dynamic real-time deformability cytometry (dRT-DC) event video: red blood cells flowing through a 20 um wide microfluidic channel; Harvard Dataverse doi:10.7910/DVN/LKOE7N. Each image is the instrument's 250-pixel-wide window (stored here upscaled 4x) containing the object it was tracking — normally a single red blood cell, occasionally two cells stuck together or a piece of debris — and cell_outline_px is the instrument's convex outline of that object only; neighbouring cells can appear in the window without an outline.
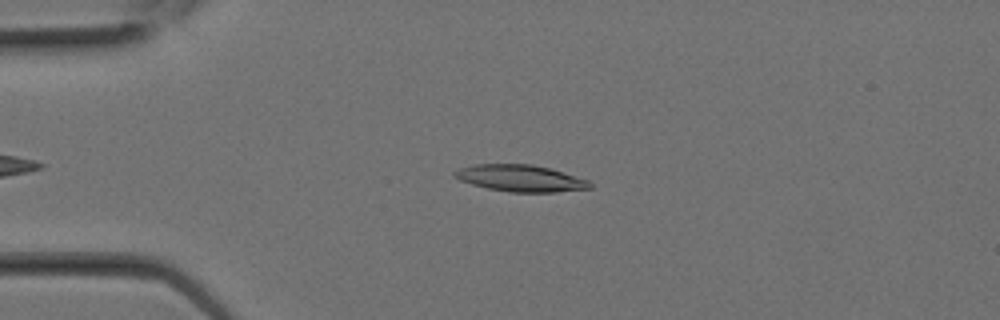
{"species": "Egyptian fruit bat (a non-hibernating species)", "species_latin": "Rousettus aegyptiacus", "temperature_condition": "room temperature", "stored_images_in_passage": 16, "camera_frame_rate_fps": 3000, "um_per_image_px": 0.085, "animal": {"sex": "female"}, "frame": {"image": 1, "passage_image": 5, "time_ms": 1.333, "image_size_px": [1000, 320], "cell_outline_px": [[592, 188], [556, 192], [508, 192], [488, 188], [472, 184], [460, 180], [452, 176], [452, 172], [460, 168], [476, 164], [532, 164], [548, 168], [588, 180], [592, 184]], "centroid_in_image_um": [44.21, 15.15], "position_along_channel_um": 40.8, "area_um2": 20.92}}
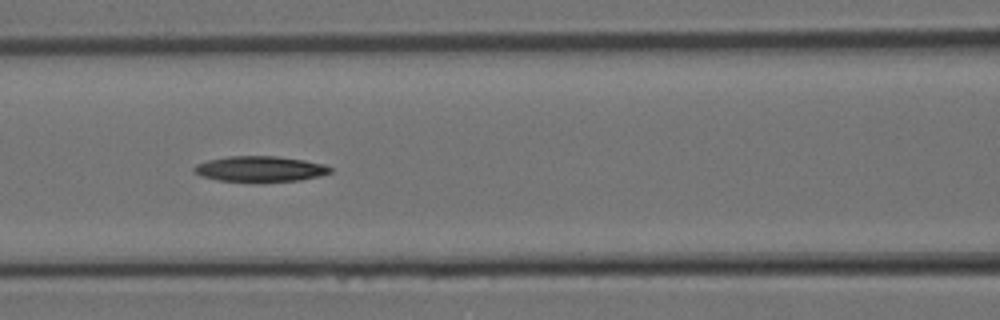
{"frame": {"image": 2, "passage_image": 10, "time_ms": 3.0, "image_size_px": [1000, 320], "cell_outline_px": [[332, 172], [320, 176], [300, 180], [220, 180], [200, 176], [192, 168], [196, 164], [208, 160], [228, 156], [276, 156], [304, 160], [324, 164], [332, 168]], "centroid_in_image_um": [22.12, 14.33], "position_along_channel_um": 144.5, "area_um2": 19.77}}
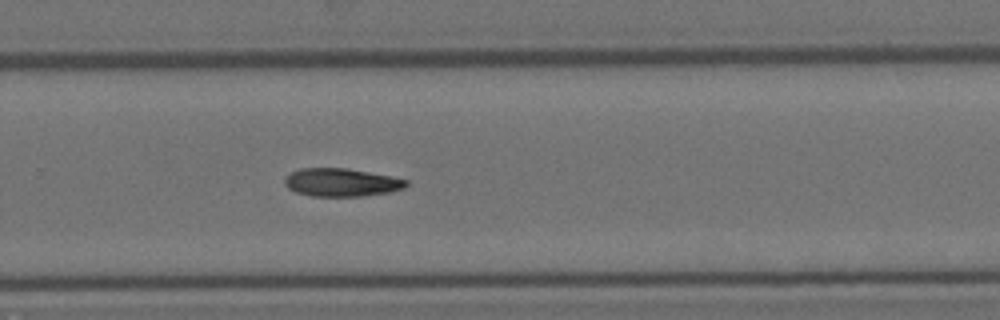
{"frame": {"image": 3, "passage_image": 16, "time_ms": 5.0, "image_size_px": [1000, 320], "cell_outline_px": [[408, 184], [404, 188], [392, 192], [360, 196], [312, 196], [296, 192], [288, 188], [284, 184], [284, 176], [300, 168], [344, 168], [392, 176], [408, 180]], "centroid_in_image_um": [29.01, 15.5], "position_along_channel_um": 300.8, "area_um2": 19.94}}